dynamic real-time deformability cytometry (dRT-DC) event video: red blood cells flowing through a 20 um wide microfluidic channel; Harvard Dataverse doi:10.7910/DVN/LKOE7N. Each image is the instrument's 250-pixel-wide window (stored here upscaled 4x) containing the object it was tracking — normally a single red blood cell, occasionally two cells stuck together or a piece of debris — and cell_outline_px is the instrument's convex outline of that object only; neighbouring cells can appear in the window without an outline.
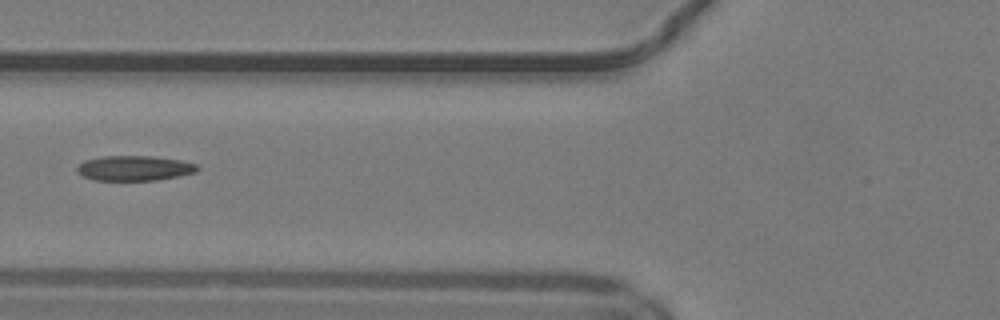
{"species": "common noctule bat (a hibernating species)", "species_latin": "Nyctalus noctula", "temperature_condition": "warm", "stored_images_in_passage": 36, "camera_frame_rate_fps": 3000, "um_per_image_px": 0.085, "animal": {"sex": "male", "body_mass_g": 19.2, "forearm_length_mm": 51.8}, "frame": {"image": 1, "passage_image": 6, "time_ms": 1.667, "image_size_px": [1000, 320], "cell_outline_px": [[200, 168], [196, 172], [156, 180], [96, 180], [84, 176], [76, 168], [84, 160], [104, 156], [156, 156], [180, 160], [196, 164]], "centroid_in_image_um": [11.45, 14.28], "position_along_channel_um": 114.3, "area_um2": 17.34}}
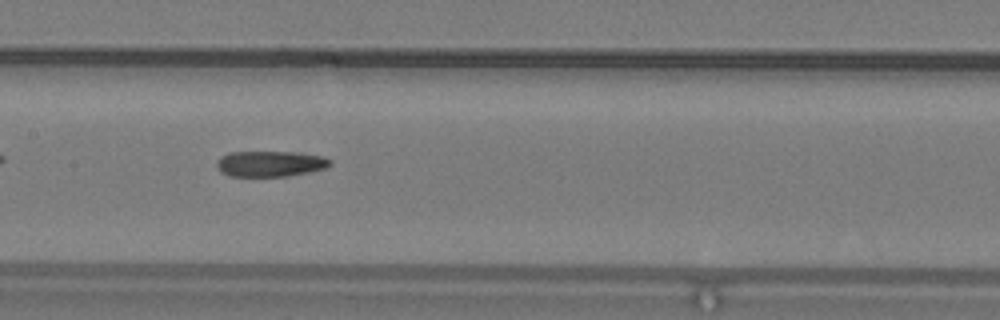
{"frame": {"image": 2, "passage_image": 11, "time_ms": 3.333, "image_size_px": [1000, 320], "cell_outline_px": [[332, 164], [324, 168], [284, 176], [228, 176], [220, 172], [216, 164], [220, 156], [228, 152], [292, 152], [320, 156], [332, 160]], "centroid_in_image_um": [22.89, 13.91], "position_along_channel_um": 184.5, "area_um2": 16.76}, "authors_computed_cell_mechanics": {"area_um2": 17.3978, "velocity_mm_per_s": 4.1885, "shape_relaxation_time_tau1_ms": null, "shape_relaxation_time_tau2_ms": 4.0565, "deformation_change_tau1": null, "deformation_change_tau2": 0.107}}